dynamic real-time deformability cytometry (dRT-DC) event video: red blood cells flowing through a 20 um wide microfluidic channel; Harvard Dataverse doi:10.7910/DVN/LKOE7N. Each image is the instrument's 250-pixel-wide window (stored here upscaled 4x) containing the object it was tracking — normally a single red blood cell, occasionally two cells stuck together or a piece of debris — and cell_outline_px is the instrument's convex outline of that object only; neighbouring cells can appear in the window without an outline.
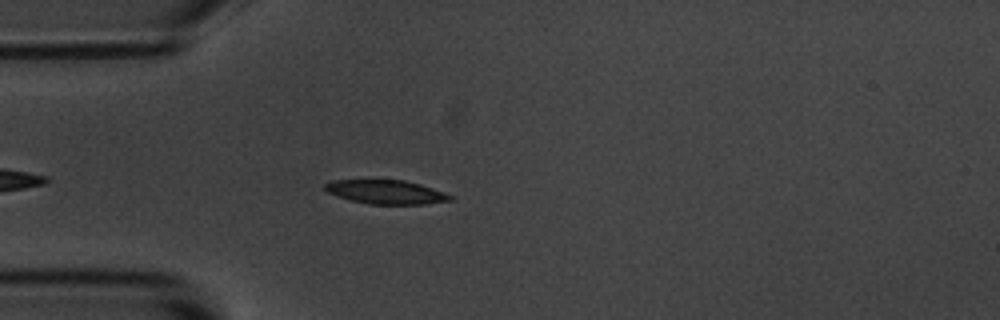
{"species": "common noctule bat (a hibernating species)", "species_latin": "Nyctalus noctula", "temperature_condition": "room temperature", "stored_images_in_passage": 5, "camera_frame_rate_fps": 3000, "um_per_image_px": 0.085, "animal": {"sex": "male", "body_mass_g": 20.1, "forearm_length_mm": 53.5}, "frame": {"image": 1, "passage_image": 5, "time_ms": 4.333, "image_size_px": [1000, 320], "cell_outline_px": [[452, 200], [424, 204], [368, 204], [352, 200], [328, 192], [324, 188], [324, 184], [332, 180], [404, 180], [420, 184], [444, 192], [452, 196]], "centroid_in_image_um": [32.82, 16.31], "position_along_channel_um": 52.2, "area_um2": 17.22}}